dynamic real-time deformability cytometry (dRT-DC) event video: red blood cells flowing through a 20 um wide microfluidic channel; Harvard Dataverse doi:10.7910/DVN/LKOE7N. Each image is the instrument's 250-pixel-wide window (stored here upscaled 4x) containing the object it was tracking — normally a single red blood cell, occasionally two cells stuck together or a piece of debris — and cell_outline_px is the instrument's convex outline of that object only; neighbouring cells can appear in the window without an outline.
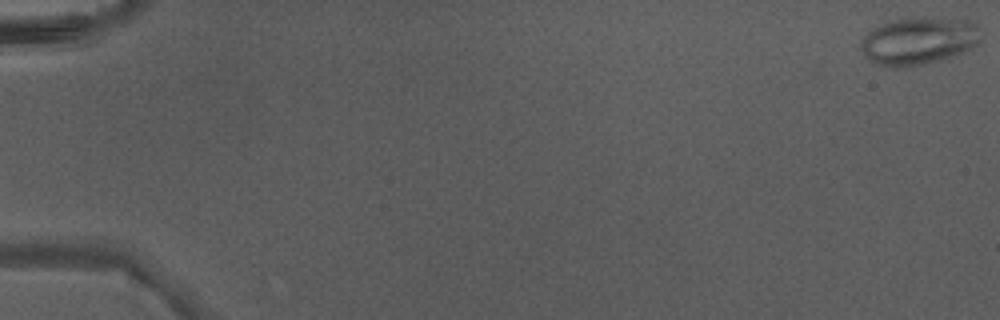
{"species": "Egyptian fruit bat (a non-hibernating species)", "species_latin": "Rousettus aegyptiacus", "temperature_condition": "warm", "stored_images_in_passage": 4, "segment_of_instrument_passage": [1, 2], "camera_frame_rate_fps": 3000, "um_per_image_px": 0.085, "animal": {"sex": "male"}, "frame": {"image": 1, "passage_image": 1, "time_ms": 0.0, "image_size_px": [1000, 320], "cell_outline_px": [[980, 40], [972, 48], [924, 64], [904, 68], [892, 68], [876, 64], [864, 56], [860, 48], [860, 40], [872, 28], [888, 20], [908, 16], [924, 16], [968, 20], [976, 24], [980, 28]], "centroid_in_image_um": [78.02, 3.44], "position_along_channel_um": 7.0, "area_um2": 33.81}}